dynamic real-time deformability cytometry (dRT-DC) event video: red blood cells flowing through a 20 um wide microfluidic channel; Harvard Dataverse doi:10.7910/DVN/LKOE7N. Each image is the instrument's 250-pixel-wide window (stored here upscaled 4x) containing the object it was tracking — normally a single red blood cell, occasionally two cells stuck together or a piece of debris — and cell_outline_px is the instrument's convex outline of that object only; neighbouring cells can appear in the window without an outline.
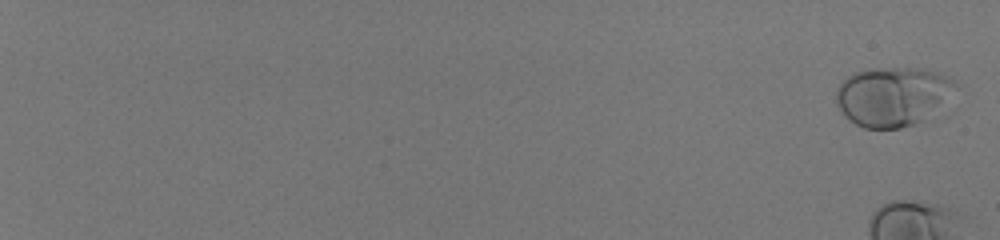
{"species": "human", "species_latin": "Homo sapiens", "temperature_condition": "room temperature", "stored_images_in_passage": 19, "camera_frame_rate_fps": 3000, "um_per_image_px": 0.085, "donor": {"sex": "male"}, "frame": {"image": 1, "passage_image": 2, "time_ms": 0.333, "image_size_px": [1000, 240], "cell_outline_px": [[960, 84], [924, 120], [900, 128], [864, 128], [856, 124], [844, 116], [836, 104], [836, 88], [848, 76], [856, 72], [872, 68], [924, 68], [940, 72], [948, 76]], "centroid_in_image_um": [75.86, 8.17], "position_along_channel_um": 9.1, "area_um2": 41.04}}